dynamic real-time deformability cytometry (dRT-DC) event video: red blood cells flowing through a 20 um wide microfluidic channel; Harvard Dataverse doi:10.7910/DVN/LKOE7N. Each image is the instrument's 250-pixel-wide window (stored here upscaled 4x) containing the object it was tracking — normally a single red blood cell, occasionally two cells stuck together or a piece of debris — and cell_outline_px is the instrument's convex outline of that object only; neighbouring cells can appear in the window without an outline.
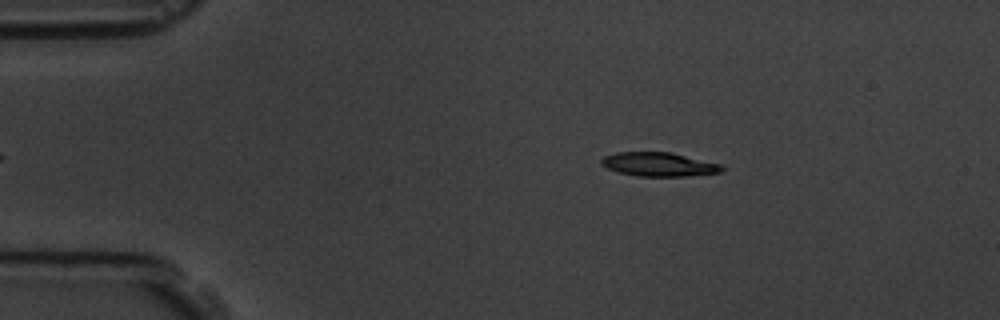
{"species": "common noctule bat (a hibernating species)", "species_latin": "Nyctalus noctula", "temperature_condition": "room temperature", "stored_images_in_passage": 2, "camera_frame_rate_fps": 3000, "um_per_image_px": 0.085, "animal": {"sex": "male", "body_mass_g": 19.5, "forearm_length_mm": 54.6}, "frame": {"image": 1, "passage_image": 1, "time_ms": 0.0, "image_size_px": [1000, 320], "cell_outline_px": [[724, 168], [720, 172], [684, 176], [640, 176], [620, 172], [608, 168], [600, 164], [600, 160], [604, 156], [616, 152], [668, 152], [724, 164]], "centroid_in_image_um": [56.01, 13.96], "position_along_channel_um": 29.0, "area_um2": 16.65}}